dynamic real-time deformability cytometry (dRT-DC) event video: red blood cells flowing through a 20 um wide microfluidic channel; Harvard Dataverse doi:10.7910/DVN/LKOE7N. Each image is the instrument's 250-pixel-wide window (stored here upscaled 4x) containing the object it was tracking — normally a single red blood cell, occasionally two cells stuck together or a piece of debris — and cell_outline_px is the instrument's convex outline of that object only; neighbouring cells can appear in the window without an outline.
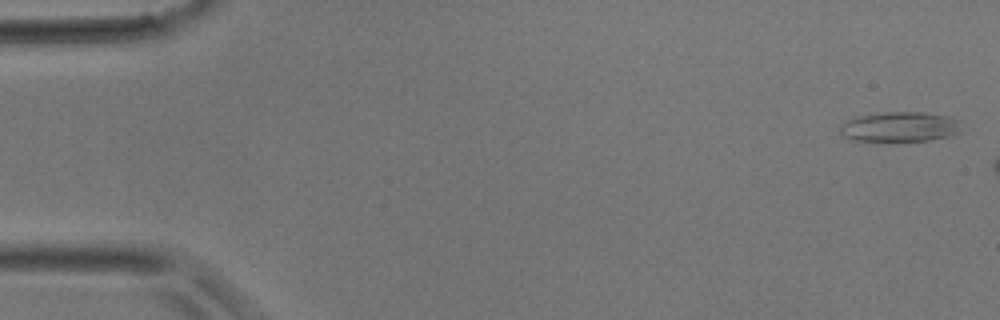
{"species": "common noctule bat (a hibernating species)", "species_latin": "Nyctalus noctula", "temperature_condition": "room temperature", "stored_images_in_passage": 8, "camera_frame_rate_fps": 3000, "um_per_image_px": 0.085, "animal": {"sex": "male", "body_mass_g": 17.9}, "frame": {"image": 1, "passage_image": 1, "time_ms": 0.0, "image_size_px": [1000, 320], "cell_outline_px": [[960, 132], [952, 136], [932, 140], [852, 140], [844, 136], [840, 132], [840, 124], [856, 116], [884, 112], [924, 112], [948, 116], [960, 120]], "centroid_in_image_um": [76.52, 10.76], "position_along_channel_um": 8.5, "area_um2": 21.15}}